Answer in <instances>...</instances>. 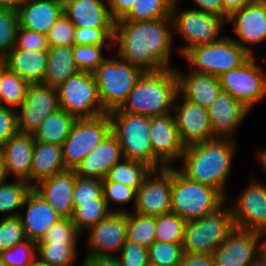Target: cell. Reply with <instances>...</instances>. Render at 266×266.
Returning a JSON list of instances; mask_svg holds the SVG:
<instances>
[{"instance_id": "obj_1", "label": "cell", "mask_w": 266, "mask_h": 266, "mask_svg": "<svg viewBox=\"0 0 266 266\" xmlns=\"http://www.w3.org/2000/svg\"><path fill=\"white\" fill-rule=\"evenodd\" d=\"M172 18L115 22L113 46L125 62L143 72L171 68L174 41Z\"/></svg>"}, {"instance_id": "obj_2", "label": "cell", "mask_w": 266, "mask_h": 266, "mask_svg": "<svg viewBox=\"0 0 266 266\" xmlns=\"http://www.w3.org/2000/svg\"><path fill=\"white\" fill-rule=\"evenodd\" d=\"M236 145L235 139L219 137L188 145L178 170L192 181L217 189L228 200L226 187L235 161Z\"/></svg>"}, {"instance_id": "obj_3", "label": "cell", "mask_w": 266, "mask_h": 266, "mask_svg": "<svg viewBox=\"0 0 266 266\" xmlns=\"http://www.w3.org/2000/svg\"><path fill=\"white\" fill-rule=\"evenodd\" d=\"M178 92V75L174 67L144 72L119 109L150 117L167 115L173 112Z\"/></svg>"}, {"instance_id": "obj_4", "label": "cell", "mask_w": 266, "mask_h": 266, "mask_svg": "<svg viewBox=\"0 0 266 266\" xmlns=\"http://www.w3.org/2000/svg\"><path fill=\"white\" fill-rule=\"evenodd\" d=\"M108 114L111 118V132L117 137L125 159L145 163L153 170L165 168L153 155L150 116L124 112L119 108Z\"/></svg>"}, {"instance_id": "obj_5", "label": "cell", "mask_w": 266, "mask_h": 266, "mask_svg": "<svg viewBox=\"0 0 266 266\" xmlns=\"http://www.w3.org/2000/svg\"><path fill=\"white\" fill-rule=\"evenodd\" d=\"M176 168L172 166L171 209L186 222L204 217L227 204L217 189L188 179Z\"/></svg>"}, {"instance_id": "obj_6", "label": "cell", "mask_w": 266, "mask_h": 266, "mask_svg": "<svg viewBox=\"0 0 266 266\" xmlns=\"http://www.w3.org/2000/svg\"><path fill=\"white\" fill-rule=\"evenodd\" d=\"M143 74L118 55L107 57L93 72L102 107L107 112L120 108Z\"/></svg>"}, {"instance_id": "obj_7", "label": "cell", "mask_w": 266, "mask_h": 266, "mask_svg": "<svg viewBox=\"0 0 266 266\" xmlns=\"http://www.w3.org/2000/svg\"><path fill=\"white\" fill-rule=\"evenodd\" d=\"M235 228L229 204L214 212L186 222L183 237L184 254H211Z\"/></svg>"}, {"instance_id": "obj_8", "label": "cell", "mask_w": 266, "mask_h": 266, "mask_svg": "<svg viewBox=\"0 0 266 266\" xmlns=\"http://www.w3.org/2000/svg\"><path fill=\"white\" fill-rule=\"evenodd\" d=\"M180 0H174L171 17L173 31L183 38L185 45L178 47L179 55L183 56L190 48L207 45L219 41L224 35L223 27L227 24L223 18L190 8L178 10Z\"/></svg>"}, {"instance_id": "obj_9", "label": "cell", "mask_w": 266, "mask_h": 266, "mask_svg": "<svg viewBox=\"0 0 266 266\" xmlns=\"http://www.w3.org/2000/svg\"><path fill=\"white\" fill-rule=\"evenodd\" d=\"M183 57L191 64L190 70L218 77L243 65L251 55L224 35L215 43L190 48Z\"/></svg>"}, {"instance_id": "obj_10", "label": "cell", "mask_w": 266, "mask_h": 266, "mask_svg": "<svg viewBox=\"0 0 266 266\" xmlns=\"http://www.w3.org/2000/svg\"><path fill=\"white\" fill-rule=\"evenodd\" d=\"M110 132L111 118L108 112L91 118L76 119L61 146L65 168L75 170L83 158Z\"/></svg>"}, {"instance_id": "obj_11", "label": "cell", "mask_w": 266, "mask_h": 266, "mask_svg": "<svg viewBox=\"0 0 266 266\" xmlns=\"http://www.w3.org/2000/svg\"><path fill=\"white\" fill-rule=\"evenodd\" d=\"M60 109L79 118H91L107 111L102 107L93 73L79 71L57 87Z\"/></svg>"}, {"instance_id": "obj_12", "label": "cell", "mask_w": 266, "mask_h": 266, "mask_svg": "<svg viewBox=\"0 0 266 266\" xmlns=\"http://www.w3.org/2000/svg\"><path fill=\"white\" fill-rule=\"evenodd\" d=\"M218 78L222 91L228 92L250 112L266 96V71L258 66L255 56Z\"/></svg>"}, {"instance_id": "obj_13", "label": "cell", "mask_w": 266, "mask_h": 266, "mask_svg": "<svg viewBox=\"0 0 266 266\" xmlns=\"http://www.w3.org/2000/svg\"><path fill=\"white\" fill-rule=\"evenodd\" d=\"M229 206L235 228L260 234L266 230V184L256 176Z\"/></svg>"}, {"instance_id": "obj_14", "label": "cell", "mask_w": 266, "mask_h": 266, "mask_svg": "<svg viewBox=\"0 0 266 266\" xmlns=\"http://www.w3.org/2000/svg\"><path fill=\"white\" fill-rule=\"evenodd\" d=\"M172 167L152 170L136 191L134 212L160 216L171 209Z\"/></svg>"}, {"instance_id": "obj_15", "label": "cell", "mask_w": 266, "mask_h": 266, "mask_svg": "<svg viewBox=\"0 0 266 266\" xmlns=\"http://www.w3.org/2000/svg\"><path fill=\"white\" fill-rule=\"evenodd\" d=\"M87 231L86 257H116L127 240V213L111 212Z\"/></svg>"}, {"instance_id": "obj_16", "label": "cell", "mask_w": 266, "mask_h": 266, "mask_svg": "<svg viewBox=\"0 0 266 266\" xmlns=\"http://www.w3.org/2000/svg\"><path fill=\"white\" fill-rule=\"evenodd\" d=\"M59 109L57 88L43 83L30 84L24 102L16 110L18 131L33 134L47 116Z\"/></svg>"}, {"instance_id": "obj_17", "label": "cell", "mask_w": 266, "mask_h": 266, "mask_svg": "<svg viewBox=\"0 0 266 266\" xmlns=\"http://www.w3.org/2000/svg\"><path fill=\"white\" fill-rule=\"evenodd\" d=\"M261 255V234L234 228L212 253L213 266H249Z\"/></svg>"}, {"instance_id": "obj_18", "label": "cell", "mask_w": 266, "mask_h": 266, "mask_svg": "<svg viewBox=\"0 0 266 266\" xmlns=\"http://www.w3.org/2000/svg\"><path fill=\"white\" fill-rule=\"evenodd\" d=\"M226 23L234 27L236 36L231 38L249 55L255 56L251 46L266 40V0H255L245 5L234 12Z\"/></svg>"}, {"instance_id": "obj_19", "label": "cell", "mask_w": 266, "mask_h": 266, "mask_svg": "<svg viewBox=\"0 0 266 266\" xmlns=\"http://www.w3.org/2000/svg\"><path fill=\"white\" fill-rule=\"evenodd\" d=\"M173 114L180 140L185 147L216 138L210 125L208 109L190 102L179 92L175 98Z\"/></svg>"}, {"instance_id": "obj_20", "label": "cell", "mask_w": 266, "mask_h": 266, "mask_svg": "<svg viewBox=\"0 0 266 266\" xmlns=\"http://www.w3.org/2000/svg\"><path fill=\"white\" fill-rule=\"evenodd\" d=\"M150 140L153 155L165 167H172V163L180 161L185 146L180 140L173 112L150 117Z\"/></svg>"}, {"instance_id": "obj_21", "label": "cell", "mask_w": 266, "mask_h": 266, "mask_svg": "<svg viewBox=\"0 0 266 266\" xmlns=\"http://www.w3.org/2000/svg\"><path fill=\"white\" fill-rule=\"evenodd\" d=\"M77 174L74 170H64L51 178L44 179L33 189L62 217L72 219L74 214L73 192Z\"/></svg>"}, {"instance_id": "obj_22", "label": "cell", "mask_w": 266, "mask_h": 266, "mask_svg": "<svg viewBox=\"0 0 266 266\" xmlns=\"http://www.w3.org/2000/svg\"><path fill=\"white\" fill-rule=\"evenodd\" d=\"M210 125L215 137L235 139L239 125L250 113L228 92L221 91L216 100L207 108Z\"/></svg>"}, {"instance_id": "obj_23", "label": "cell", "mask_w": 266, "mask_h": 266, "mask_svg": "<svg viewBox=\"0 0 266 266\" xmlns=\"http://www.w3.org/2000/svg\"><path fill=\"white\" fill-rule=\"evenodd\" d=\"M27 207V208H25ZM19 218L27 239L36 243L42 239L47 230L62 217L33 188L27 194Z\"/></svg>"}, {"instance_id": "obj_24", "label": "cell", "mask_w": 266, "mask_h": 266, "mask_svg": "<svg viewBox=\"0 0 266 266\" xmlns=\"http://www.w3.org/2000/svg\"><path fill=\"white\" fill-rule=\"evenodd\" d=\"M34 144L33 134L18 131L0 148L8 176L12 175L13 180L25 181L31 185Z\"/></svg>"}, {"instance_id": "obj_25", "label": "cell", "mask_w": 266, "mask_h": 266, "mask_svg": "<svg viewBox=\"0 0 266 266\" xmlns=\"http://www.w3.org/2000/svg\"><path fill=\"white\" fill-rule=\"evenodd\" d=\"M117 137L110 132L105 139L88 153L74 170L77 176L103 180L110 168L123 159Z\"/></svg>"}, {"instance_id": "obj_26", "label": "cell", "mask_w": 266, "mask_h": 266, "mask_svg": "<svg viewBox=\"0 0 266 266\" xmlns=\"http://www.w3.org/2000/svg\"><path fill=\"white\" fill-rule=\"evenodd\" d=\"M63 14L75 27L115 28L108 0H62Z\"/></svg>"}, {"instance_id": "obj_27", "label": "cell", "mask_w": 266, "mask_h": 266, "mask_svg": "<svg viewBox=\"0 0 266 266\" xmlns=\"http://www.w3.org/2000/svg\"><path fill=\"white\" fill-rule=\"evenodd\" d=\"M17 13L19 26L47 35L63 14V1L28 0Z\"/></svg>"}, {"instance_id": "obj_28", "label": "cell", "mask_w": 266, "mask_h": 266, "mask_svg": "<svg viewBox=\"0 0 266 266\" xmlns=\"http://www.w3.org/2000/svg\"><path fill=\"white\" fill-rule=\"evenodd\" d=\"M178 75V91L190 102L208 108L222 91L217 76L197 73L190 70L188 73L176 70Z\"/></svg>"}, {"instance_id": "obj_29", "label": "cell", "mask_w": 266, "mask_h": 266, "mask_svg": "<svg viewBox=\"0 0 266 266\" xmlns=\"http://www.w3.org/2000/svg\"><path fill=\"white\" fill-rule=\"evenodd\" d=\"M4 61L12 72L29 84L43 82L48 62L47 51L12 49Z\"/></svg>"}, {"instance_id": "obj_30", "label": "cell", "mask_w": 266, "mask_h": 266, "mask_svg": "<svg viewBox=\"0 0 266 266\" xmlns=\"http://www.w3.org/2000/svg\"><path fill=\"white\" fill-rule=\"evenodd\" d=\"M66 170L61 146L35 141L33 147L31 186Z\"/></svg>"}, {"instance_id": "obj_31", "label": "cell", "mask_w": 266, "mask_h": 266, "mask_svg": "<svg viewBox=\"0 0 266 266\" xmlns=\"http://www.w3.org/2000/svg\"><path fill=\"white\" fill-rule=\"evenodd\" d=\"M47 56L48 62L43 84L57 88L69 77L79 72L74 61L72 47H49Z\"/></svg>"}, {"instance_id": "obj_32", "label": "cell", "mask_w": 266, "mask_h": 266, "mask_svg": "<svg viewBox=\"0 0 266 266\" xmlns=\"http://www.w3.org/2000/svg\"><path fill=\"white\" fill-rule=\"evenodd\" d=\"M76 118L59 109L47 116L33 132L35 141L62 146L66 141Z\"/></svg>"}, {"instance_id": "obj_33", "label": "cell", "mask_w": 266, "mask_h": 266, "mask_svg": "<svg viewBox=\"0 0 266 266\" xmlns=\"http://www.w3.org/2000/svg\"><path fill=\"white\" fill-rule=\"evenodd\" d=\"M152 170L145 163L123 158L110 168L102 181L122 183L137 191Z\"/></svg>"}, {"instance_id": "obj_34", "label": "cell", "mask_w": 266, "mask_h": 266, "mask_svg": "<svg viewBox=\"0 0 266 266\" xmlns=\"http://www.w3.org/2000/svg\"><path fill=\"white\" fill-rule=\"evenodd\" d=\"M29 83L12 72L2 60L0 105L17 110L24 102Z\"/></svg>"}, {"instance_id": "obj_35", "label": "cell", "mask_w": 266, "mask_h": 266, "mask_svg": "<svg viewBox=\"0 0 266 266\" xmlns=\"http://www.w3.org/2000/svg\"><path fill=\"white\" fill-rule=\"evenodd\" d=\"M77 243H37V260L43 266H74Z\"/></svg>"}, {"instance_id": "obj_36", "label": "cell", "mask_w": 266, "mask_h": 266, "mask_svg": "<svg viewBox=\"0 0 266 266\" xmlns=\"http://www.w3.org/2000/svg\"><path fill=\"white\" fill-rule=\"evenodd\" d=\"M32 186L21 180L6 182L0 185V214L4 217L19 216L27 194Z\"/></svg>"}, {"instance_id": "obj_37", "label": "cell", "mask_w": 266, "mask_h": 266, "mask_svg": "<svg viewBox=\"0 0 266 266\" xmlns=\"http://www.w3.org/2000/svg\"><path fill=\"white\" fill-rule=\"evenodd\" d=\"M174 0H134L130 11L118 21H149L172 18Z\"/></svg>"}, {"instance_id": "obj_38", "label": "cell", "mask_w": 266, "mask_h": 266, "mask_svg": "<svg viewBox=\"0 0 266 266\" xmlns=\"http://www.w3.org/2000/svg\"><path fill=\"white\" fill-rule=\"evenodd\" d=\"M156 216L127 212V240L149 248L155 241Z\"/></svg>"}, {"instance_id": "obj_39", "label": "cell", "mask_w": 266, "mask_h": 266, "mask_svg": "<svg viewBox=\"0 0 266 266\" xmlns=\"http://www.w3.org/2000/svg\"><path fill=\"white\" fill-rule=\"evenodd\" d=\"M109 210L105 199H95L94 202L82 203L78 205L72 217L77 230L84 236V233L102 219L107 217Z\"/></svg>"}, {"instance_id": "obj_40", "label": "cell", "mask_w": 266, "mask_h": 266, "mask_svg": "<svg viewBox=\"0 0 266 266\" xmlns=\"http://www.w3.org/2000/svg\"><path fill=\"white\" fill-rule=\"evenodd\" d=\"M186 221L174 212L156 216L158 242L183 243Z\"/></svg>"}, {"instance_id": "obj_41", "label": "cell", "mask_w": 266, "mask_h": 266, "mask_svg": "<svg viewBox=\"0 0 266 266\" xmlns=\"http://www.w3.org/2000/svg\"><path fill=\"white\" fill-rule=\"evenodd\" d=\"M18 27L17 10L0 7V60H4L15 47Z\"/></svg>"}, {"instance_id": "obj_42", "label": "cell", "mask_w": 266, "mask_h": 266, "mask_svg": "<svg viewBox=\"0 0 266 266\" xmlns=\"http://www.w3.org/2000/svg\"><path fill=\"white\" fill-rule=\"evenodd\" d=\"M106 46L110 50L113 45H74L72 52L77 69L81 72L93 73L107 58L103 54Z\"/></svg>"}, {"instance_id": "obj_43", "label": "cell", "mask_w": 266, "mask_h": 266, "mask_svg": "<svg viewBox=\"0 0 266 266\" xmlns=\"http://www.w3.org/2000/svg\"><path fill=\"white\" fill-rule=\"evenodd\" d=\"M103 197L107 203V206L111 212H129L124 206H127V203L132 202L133 207L135 206V198H136V191L122 183L114 182V181H103ZM116 204L118 206L114 209L111 205ZM120 206V207H119ZM122 206V207H121ZM112 209H111V208Z\"/></svg>"}, {"instance_id": "obj_44", "label": "cell", "mask_w": 266, "mask_h": 266, "mask_svg": "<svg viewBox=\"0 0 266 266\" xmlns=\"http://www.w3.org/2000/svg\"><path fill=\"white\" fill-rule=\"evenodd\" d=\"M183 255L182 243L155 241L148 248L149 261L160 266H177Z\"/></svg>"}, {"instance_id": "obj_45", "label": "cell", "mask_w": 266, "mask_h": 266, "mask_svg": "<svg viewBox=\"0 0 266 266\" xmlns=\"http://www.w3.org/2000/svg\"><path fill=\"white\" fill-rule=\"evenodd\" d=\"M0 258L7 266H28L37 260V243L28 239L13 248L0 251Z\"/></svg>"}, {"instance_id": "obj_46", "label": "cell", "mask_w": 266, "mask_h": 266, "mask_svg": "<svg viewBox=\"0 0 266 266\" xmlns=\"http://www.w3.org/2000/svg\"><path fill=\"white\" fill-rule=\"evenodd\" d=\"M27 239L19 216L0 219V251L13 248Z\"/></svg>"}, {"instance_id": "obj_47", "label": "cell", "mask_w": 266, "mask_h": 266, "mask_svg": "<svg viewBox=\"0 0 266 266\" xmlns=\"http://www.w3.org/2000/svg\"><path fill=\"white\" fill-rule=\"evenodd\" d=\"M82 234L72 219L62 218L53 224L37 243H78Z\"/></svg>"}, {"instance_id": "obj_48", "label": "cell", "mask_w": 266, "mask_h": 266, "mask_svg": "<svg viewBox=\"0 0 266 266\" xmlns=\"http://www.w3.org/2000/svg\"><path fill=\"white\" fill-rule=\"evenodd\" d=\"M95 199H104L103 181L77 176L73 192L74 208L82 203L94 202Z\"/></svg>"}, {"instance_id": "obj_49", "label": "cell", "mask_w": 266, "mask_h": 266, "mask_svg": "<svg viewBox=\"0 0 266 266\" xmlns=\"http://www.w3.org/2000/svg\"><path fill=\"white\" fill-rule=\"evenodd\" d=\"M115 28L75 27V45H113Z\"/></svg>"}, {"instance_id": "obj_50", "label": "cell", "mask_w": 266, "mask_h": 266, "mask_svg": "<svg viewBox=\"0 0 266 266\" xmlns=\"http://www.w3.org/2000/svg\"><path fill=\"white\" fill-rule=\"evenodd\" d=\"M74 24L64 15L55 22L47 34L49 47L68 46L73 47L74 43Z\"/></svg>"}, {"instance_id": "obj_51", "label": "cell", "mask_w": 266, "mask_h": 266, "mask_svg": "<svg viewBox=\"0 0 266 266\" xmlns=\"http://www.w3.org/2000/svg\"><path fill=\"white\" fill-rule=\"evenodd\" d=\"M116 258L121 266H146L149 262L148 248L126 240Z\"/></svg>"}, {"instance_id": "obj_52", "label": "cell", "mask_w": 266, "mask_h": 266, "mask_svg": "<svg viewBox=\"0 0 266 266\" xmlns=\"http://www.w3.org/2000/svg\"><path fill=\"white\" fill-rule=\"evenodd\" d=\"M49 48L47 43V35L18 27L15 47L13 49H25L34 51H47Z\"/></svg>"}, {"instance_id": "obj_53", "label": "cell", "mask_w": 266, "mask_h": 266, "mask_svg": "<svg viewBox=\"0 0 266 266\" xmlns=\"http://www.w3.org/2000/svg\"><path fill=\"white\" fill-rule=\"evenodd\" d=\"M17 132V111L0 105V148Z\"/></svg>"}, {"instance_id": "obj_54", "label": "cell", "mask_w": 266, "mask_h": 266, "mask_svg": "<svg viewBox=\"0 0 266 266\" xmlns=\"http://www.w3.org/2000/svg\"><path fill=\"white\" fill-rule=\"evenodd\" d=\"M134 0H108L109 12L112 19L121 20L132 8Z\"/></svg>"}, {"instance_id": "obj_55", "label": "cell", "mask_w": 266, "mask_h": 266, "mask_svg": "<svg viewBox=\"0 0 266 266\" xmlns=\"http://www.w3.org/2000/svg\"><path fill=\"white\" fill-rule=\"evenodd\" d=\"M177 266H213L211 254H184Z\"/></svg>"}, {"instance_id": "obj_56", "label": "cell", "mask_w": 266, "mask_h": 266, "mask_svg": "<svg viewBox=\"0 0 266 266\" xmlns=\"http://www.w3.org/2000/svg\"><path fill=\"white\" fill-rule=\"evenodd\" d=\"M192 2L197 6L196 9L223 18L222 0H192Z\"/></svg>"}, {"instance_id": "obj_57", "label": "cell", "mask_w": 266, "mask_h": 266, "mask_svg": "<svg viewBox=\"0 0 266 266\" xmlns=\"http://www.w3.org/2000/svg\"><path fill=\"white\" fill-rule=\"evenodd\" d=\"M255 0H222L223 19L227 22L228 18L236 11H239L245 5Z\"/></svg>"}, {"instance_id": "obj_58", "label": "cell", "mask_w": 266, "mask_h": 266, "mask_svg": "<svg viewBox=\"0 0 266 266\" xmlns=\"http://www.w3.org/2000/svg\"><path fill=\"white\" fill-rule=\"evenodd\" d=\"M80 266H121L116 257H85Z\"/></svg>"}, {"instance_id": "obj_59", "label": "cell", "mask_w": 266, "mask_h": 266, "mask_svg": "<svg viewBox=\"0 0 266 266\" xmlns=\"http://www.w3.org/2000/svg\"><path fill=\"white\" fill-rule=\"evenodd\" d=\"M28 0H0V7L18 10Z\"/></svg>"}, {"instance_id": "obj_60", "label": "cell", "mask_w": 266, "mask_h": 266, "mask_svg": "<svg viewBox=\"0 0 266 266\" xmlns=\"http://www.w3.org/2000/svg\"><path fill=\"white\" fill-rule=\"evenodd\" d=\"M8 172L3 155L0 152V185L8 182Z\"/></svg>"}, {"instance_id": "obj_61", "label": "cell", "mask_w": 266, "mask_h": 266, "mask_svg": "<svg viewBox=\"0 0 266 266\" xmlns=\"http://www.w3.org/2000/svg\"><path fill=\"white\" fill-rule=\"evenodd\" d=\"M257 150H255L256 152V156H257V159L258 161H260L261 165H262V168L263 170H265V174H266V148L263 150V149H260V148H257Z\"/></svg>"}, {"instance_id": "obj_62", "label": "cell", "mask_w": 266, "mask_h": 266, "mask_svg": "<svg viewBox=\"0 0 266 266\" xmlns=\"http://www.w3.org/2000/svg\"><path fill=\"white\" fill-rule=\"evenodd\" d=\"M249 266H266V257L262 254L256 261Z\"/></svg>"}, {"instance_id": "obj_63", "label": "cell", "mask_w": 266, "mask_h": 266, "mask_svg": "<svg viewBox=\"0 0 266 266\" xmlns=\"http://www.w3.org/2000/svg\"><path fill=\"white\" fill-rule=\"evenodd\" d=\"M262 254L266 257V230L261 233Z\"/></svg>"}, {"instance_id": "obj_64", "label": "cell", "mask_w": 266, "mask_h": 266, "mask_svg": "<svg viewBox=\"0 0 266 266\" xmlns=\"http://www.w3.org/2000/svg\"><path fill=\"white\" fill-rule=\"evenodd\" d=\"M28 266H43L38 260Z\"/></svg>"}, {"instance_id": "obj_65", "label": "cell", "mask_w": 266, "mask_h": 266, "mask_svg": "<svg viewBox=\"0 0 266 266\" xmlns=\"http://www.w3.org/2000/svg\"><path fill=\"white\" fill-rule=\"evenodd\" d=\"M2 79V60H0V82Z\"/></svg>"}, {"instance_id": "obj_66", "label": "cell", "mask_w": 266, "mask_h": 266, "mask_svg": "<svg viewBox=\"0 0 266 266\" xmlns=\"http://www.w3.org/2000/svg\"><path fill=\"white\" fill-rule=\"evenodd\" d=\"M146 266H160V265H157L156 263L149 261Z\"/></svg>"}, {"instance_id": "obj_67", "label": "cell", "mask_w": 266, "mask_h": 266, "mask_svg": "<svg viewBox=\"0 0 266 266\" xmlns=\"http://www.w3.org/2000/svg\"><path fill=\"white\" fill-rule=\"evenodd\" d=\"M0 266H7L0 258Z\"/></svg>"}]
</instances>
